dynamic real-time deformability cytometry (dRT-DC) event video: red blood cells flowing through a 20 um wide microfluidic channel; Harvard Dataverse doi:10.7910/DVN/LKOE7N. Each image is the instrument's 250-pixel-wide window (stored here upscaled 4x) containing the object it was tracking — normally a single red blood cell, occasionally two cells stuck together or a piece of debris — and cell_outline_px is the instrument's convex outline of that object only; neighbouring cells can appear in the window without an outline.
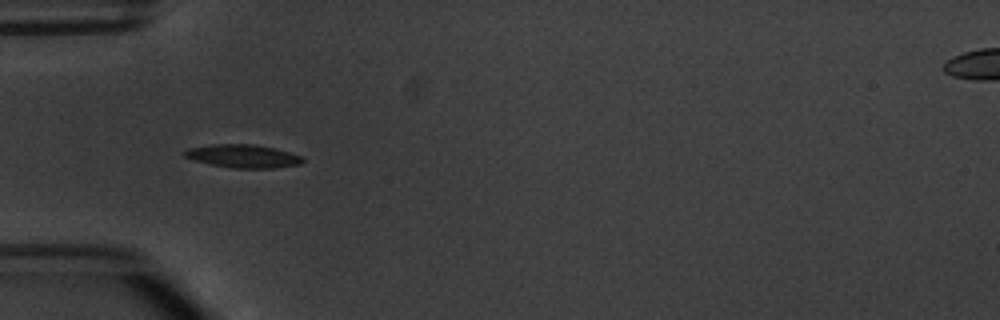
{"species": "common noctule bat (a hibernating species)", "species_latin": "Nyctalus noctula", "temperature_condition": "warm", "stored_images_in_passage": 2, "camera_frame_rate_fps": 3000, "um_per_image_px": 0.085, "animal": {"sex": "male", "body_mass_g": 20.1, "forearm_length_mm": 53.5}, "frame": {"image": 1, "passage_image": 1, "time_ms": 0.0, "image_size_px": [1000, 320], "cell_outline_px": [[304, 160], [300, 164], [272, 168], [232, 168], [212, 164], [196, 160], [184, 156], [180, 152], [188, 148], [212, 144], [252, 144], [276, 148], [304, 156]], "centroid_in_image_um": [20.67, 13.26], "position_along_channel_um": 64.3, "area_um2": 16.01}}